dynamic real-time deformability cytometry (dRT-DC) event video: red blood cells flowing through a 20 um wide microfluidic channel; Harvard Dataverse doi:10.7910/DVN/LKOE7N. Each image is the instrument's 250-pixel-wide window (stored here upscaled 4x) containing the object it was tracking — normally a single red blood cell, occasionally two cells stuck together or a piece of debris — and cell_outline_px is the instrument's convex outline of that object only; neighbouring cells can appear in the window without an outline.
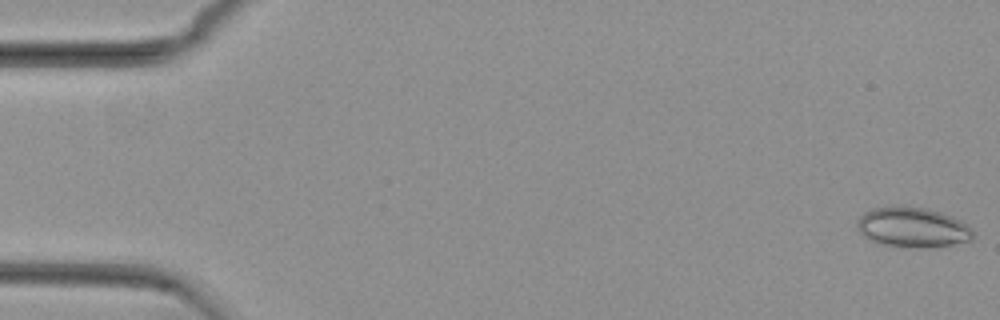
{"species": "common noctule bat (a hibernating species)", "species_latin": "Nyctalus noctula", "temperature_condition": "cold", "stored_images_in_passage": 13, "camera_frame_rate_fps": 3000, "um_per_image_px": 0.085, "animal": {"sex": "female", "body_mass_g": 29.2, "forearm_length_mm": 56.3}, "frame": {"image": 1, "passage_image": 1, "time_ms": 0.0, "image_size_px": [1000, 320], "cell_outline_px": [[972, 240], [952, 244], [924, 248], [920, 248], [876, 244], [864, 236], [860, 232], [856, 224], [860, 216], [864, 212], [872, 208], [928, 208], [940, 212], [960, 220], [968, 224], [972, 228]], "centroid_in_image_um": [77.57, 19.35], "position_along_channel_um": 7.4, "area_um2": 26.65}}